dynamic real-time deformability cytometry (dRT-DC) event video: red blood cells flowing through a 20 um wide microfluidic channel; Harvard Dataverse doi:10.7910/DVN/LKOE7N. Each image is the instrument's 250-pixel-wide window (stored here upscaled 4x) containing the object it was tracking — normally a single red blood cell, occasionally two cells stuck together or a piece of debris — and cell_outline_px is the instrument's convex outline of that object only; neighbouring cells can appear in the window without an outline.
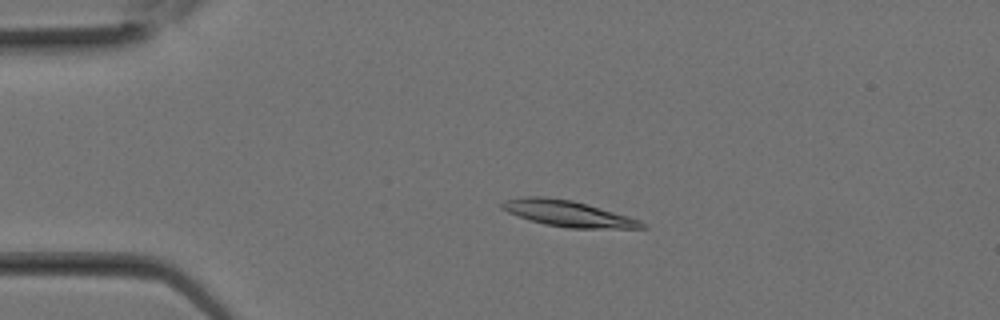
{"species": "Egyptian fruit bat (a non-hibernating species)", "species_latin": "Rousettus aegyptiacus", "temperature_condition": "room temperature", "stored_images_in_passage": 10, "camera_frame_rate_fps": 3000, "um_per_image_px": 0.085, "animal": {"sex": "female"}, "frame": {"image": 1, "passage_image": 6, "time_ms": 1.667, "image_size_px": [1000, 320], "cell_outline_px": [[648, 228], [568, 228], [544, 224], [528, 220], [508, 212], [500, 208], [500, 204], [504, 200], [524, 196], [544, 196], [572, 200], [588, 204], [628, 216], [640, 220], [648, 224]], "centroid_in_image_um": [48.27, 18.15], "position_along_channel_um": 36.7, "area_um2": 21.39}}
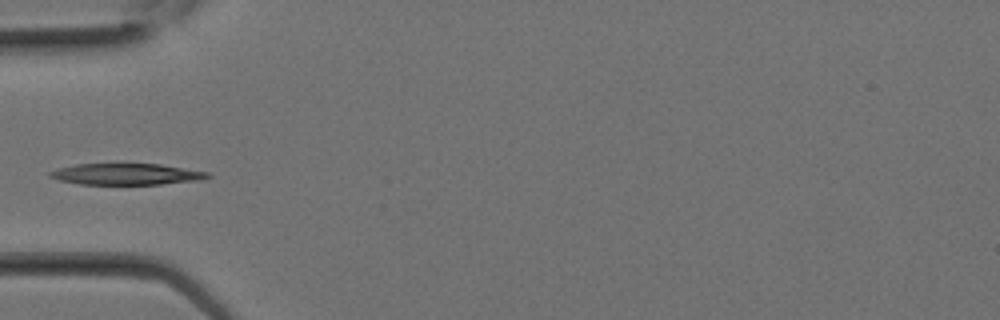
{"frame": {"image": 2, "passage_image": 9, "time_ms": 2.667, "image_size_px": [1000, 320], "cell_outline_px": [[212, 176], [200, 180], [160, 184], [80, 184], [60, 180], [48, 176], [48, 172], [60, 168], [76, 164], [160, 164], [208, 172]], "centroid_in_image_um": [10.75, 14.8], "position_along_channel_um": 74.3, "area_um2": 19.36}}